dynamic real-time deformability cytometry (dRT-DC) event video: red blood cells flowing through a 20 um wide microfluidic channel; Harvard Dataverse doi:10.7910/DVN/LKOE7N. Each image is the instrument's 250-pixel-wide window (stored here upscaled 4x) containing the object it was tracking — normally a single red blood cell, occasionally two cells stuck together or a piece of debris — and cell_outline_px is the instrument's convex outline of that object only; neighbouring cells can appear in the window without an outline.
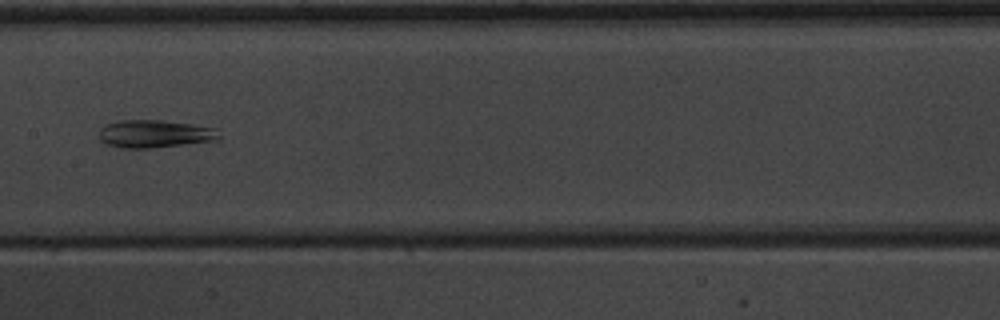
{"species": "common noctule bat (a hibernating species)", "species_latin": "Nyctalus noctula", "temperature_condition": "warm", "stored_images_in_passage": 8, "camera_frame_rate_fps": 3000, "um_per_image_px": 0.085, "animal": {"sex": "male", "body_mass_g": 20.1, "forearm_length_mm": 53.5}, "frame": {"image": 1, "passage_image": 8, "time_ms": 8.333, "image_size_px": [1000, 320], "cell_outline_px": [[220, 140], [152, 148], [120, 148], [104, 144], [100, 140], [100, 128], [116, 120], [160, 120], [192, 124], [220, 128]], "centroid_in_image_um": [13.2, 11.38], "position_along_channel_um": 194.2, "area_um2": 19.77}}